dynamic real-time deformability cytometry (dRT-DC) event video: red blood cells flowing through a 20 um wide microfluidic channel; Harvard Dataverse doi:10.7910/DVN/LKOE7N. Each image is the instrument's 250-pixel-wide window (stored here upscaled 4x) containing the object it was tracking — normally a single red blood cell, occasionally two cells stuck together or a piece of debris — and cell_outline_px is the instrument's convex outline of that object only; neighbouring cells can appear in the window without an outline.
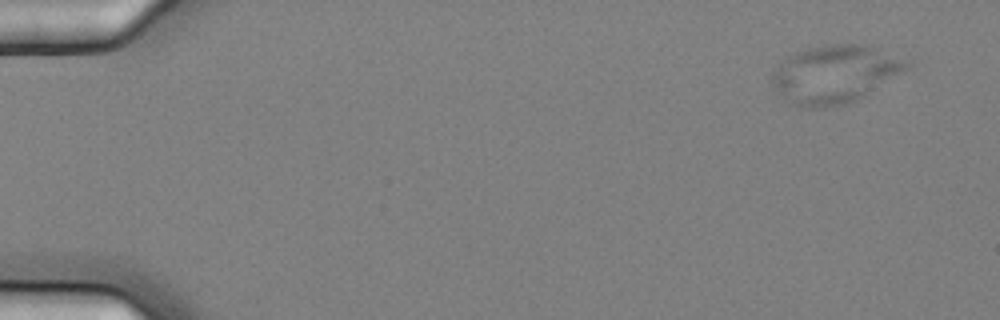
{"species": "common noctule bat (a hibernating species)", "species_latin": "Nyctalus noctula", "temperature_condition": "cold", "stored_images_in_passage": 4, "camera_frame_rate_fps": 3000, "um_per_image_px": 0.085, "animal": {"sex": "female", "body_mass_g": 25.1}, "frame": {"image": 1, "passage_image": 1, "time_ms": 0.0, "image_size_px": [1000, 320], "cell_outline_px": [[912, 64], [908, 68], [856, 100], [844, 104], [824, 108], [804, 108], [792, 104], [772, 84], [772, 72], [788, 56], [796, 52], [808, 48], [824, 44], [872, 44], [912, 60]], "centroid_in_image_um": [71.02, 6.26], "position_along_channel_um": 14.0, "area_um2": 45.55}}